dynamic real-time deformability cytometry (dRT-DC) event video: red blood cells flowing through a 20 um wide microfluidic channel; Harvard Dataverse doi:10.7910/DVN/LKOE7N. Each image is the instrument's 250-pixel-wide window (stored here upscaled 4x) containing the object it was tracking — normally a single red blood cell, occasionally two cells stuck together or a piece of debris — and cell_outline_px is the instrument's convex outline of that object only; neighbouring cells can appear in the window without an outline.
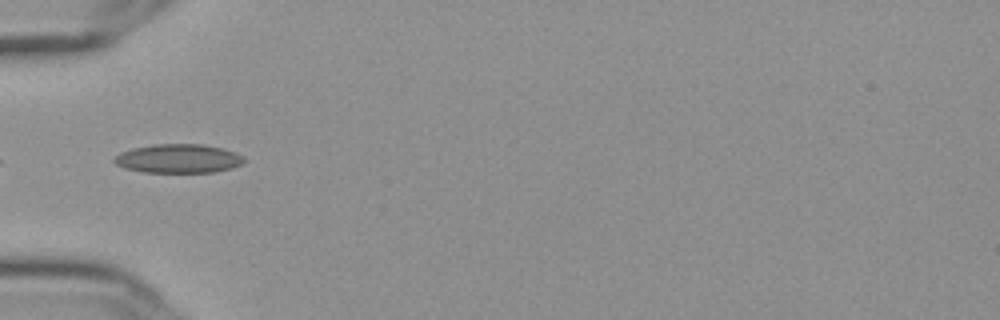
{"species": "Egyptian fruit bat (a non-hibernating species)", "species_latin": "Rousettus aegyptiacus", "temperature_condition": "cold", "stored_images_in_passage": 3, "camera_frame_rate_fps": 3000, "um_per_image_px": 0.085, "frame": {"image": 1, "passage_image": 1, "time_ms": 0.0, "image_size_px": [1000, 320], "cell_outline_px": [[244, 164], [232, 168], [212, 172], [144, 172], [124, 168], [116, 164], [112, 160], [120, 152], [132, 148], [152, 144], [204, 144], [224, 148], [236, 152], [244, 156]], "centroid_in_image_um": [15.19, 13.47], "position_along_channel_um": 69.8, "area_um2": 22.08}}